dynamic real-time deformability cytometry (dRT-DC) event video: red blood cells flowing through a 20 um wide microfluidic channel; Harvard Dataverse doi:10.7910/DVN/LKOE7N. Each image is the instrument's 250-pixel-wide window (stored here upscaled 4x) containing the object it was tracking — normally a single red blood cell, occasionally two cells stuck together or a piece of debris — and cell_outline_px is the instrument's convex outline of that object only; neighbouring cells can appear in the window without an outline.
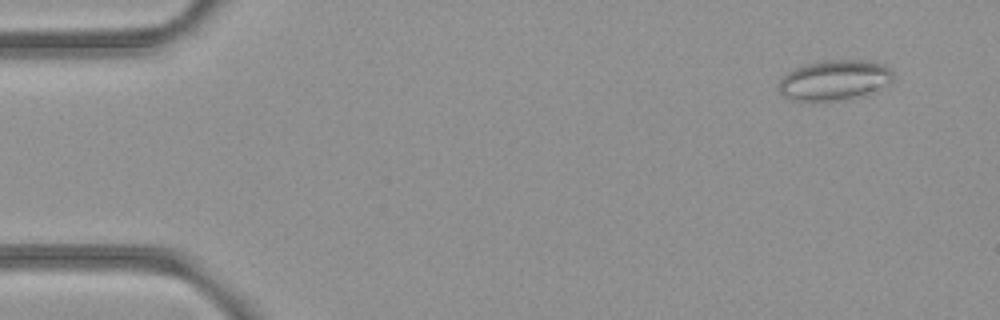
{"species": "common noctule bat (a hibernating species)", "species_latin": "Nyctalus noctula", "temperature_condition": "room temperature", "stored_images_in_passage": 5, "camera_frame_rate_fps": 3000, "um_per_image_px": 0.085, "animal": {"sex": "female", "body_mass_g": 21.9}, "frame": {"image": 1, "passage_image": 2, "time_ms": 0.333, "image_size_px": [1000, 320], "cell_outline_px": [[892, 80], [876, 92], [860, 96], [828, 100], [792, 100], [784, 96], [776, 88], [780, 80], [788, 72], [804, 64], [816, 60], [872, 60], [888, 68], [892, 72]], "centroid_in_image_um": [70.9, 6.79], "position_along_channel_um": 14.1, "area_um2": 26.7}}